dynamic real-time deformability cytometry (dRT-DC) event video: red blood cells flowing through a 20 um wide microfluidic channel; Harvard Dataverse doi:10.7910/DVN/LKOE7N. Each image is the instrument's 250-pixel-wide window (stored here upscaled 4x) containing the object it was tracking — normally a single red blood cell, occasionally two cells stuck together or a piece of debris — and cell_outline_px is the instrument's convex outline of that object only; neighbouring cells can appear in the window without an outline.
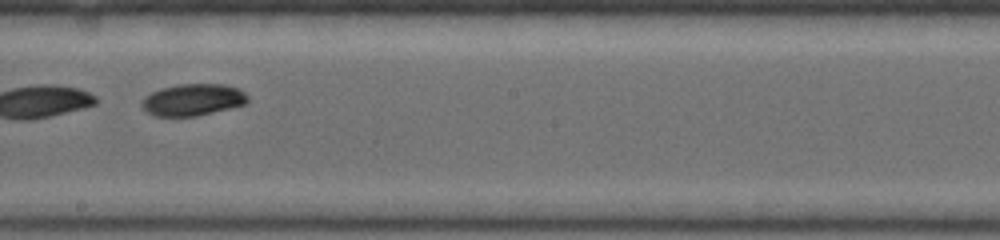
{"species": "common noctule bat (a hibernating species)", "species_latin": "Nyctalus noctula", "temperature_condition": "warm", "stored_images_in_passage": 11, "camera_frame_rate_fps": 5000, "um_per_image_px": 0.085, "animal": {"sex": "female", "body_mass_g": 19.0, "forearm_length_mm": 53.3}, "frame": {"image": 1, "passage_image": 7, "time_ms": 2.6, "image_size_px": [1000, 240], "cell_outline_px": [[248, 100], [244, 104], [196, 116], [152, 116], [144, 112], [140, 104], [140, 100], [144, 96], [160, 88], [180, 84], [224, 84], [236, 88], [244, 92], [248, 96]], "centroid_in_image_um": [16.3, 8.48], "position_along_channel_um": 231.9, "area_um2": 19.71}}